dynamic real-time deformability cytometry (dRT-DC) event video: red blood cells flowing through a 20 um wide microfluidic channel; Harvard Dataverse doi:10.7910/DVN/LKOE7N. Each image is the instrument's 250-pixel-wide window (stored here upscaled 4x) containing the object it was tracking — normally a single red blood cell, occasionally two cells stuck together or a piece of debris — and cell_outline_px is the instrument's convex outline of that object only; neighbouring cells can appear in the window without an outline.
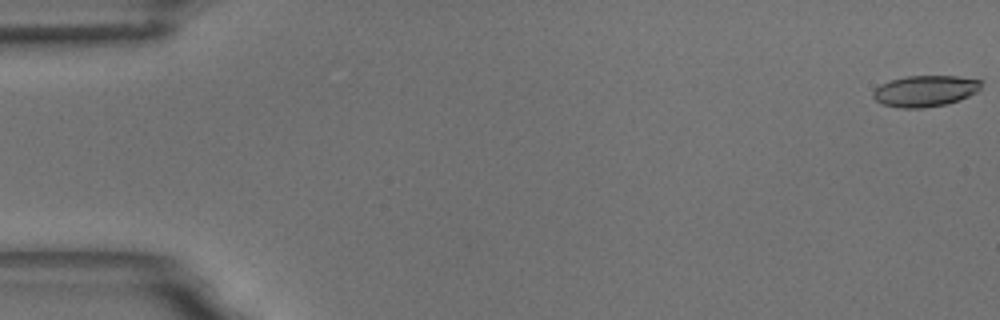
{"species": "common noctule bat (a hibernating species)", "species_latin": "Nyctalus noctula", "temperature_condition": "room temperature", "stored_images_in_passage": 59, "camera_frame_rate_fps": 3000, "um_per_image_px": 0.085, "animal": {"sex": "male", "body_mass_g": 18.8}, "frame": {"image": 1, "passage_image": 1, "time_ms": 0.0, "image_size_px": [1000, 320], "cell_outline_px": [[984, 80], [980, 88], [976, 92], [960, 100], [948, 104], [924, 108], [900, 108], [884, 104], [876, 100], [872, 96], [872, 92], [880, 84], [888, 80], [908, 76], [956, 76]], "centroid_in_image_um": [78.65, 7.73], "position_along_channel_um": 6.4, "area_um2": 19.83}}
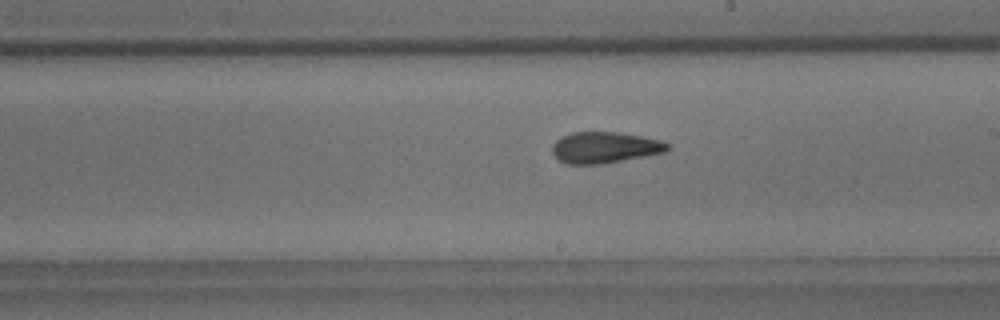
{"frame": {"image": 2, "passage_image": 34, "time_ms": 11.0, "image_size_px": [1000, 320], "cell_outline_px": [[672, 148], [668, 152], [604, 164], [568, 164], [560, 160], [552, 152], [552, 144], [560, 136], [572, 132], [620, 132], [660, 140], [668, 144]], "centroid_in_image_um": [51.43, 12.54], "position_along_channel_um": 237.6, "area_um2": 21.21}}
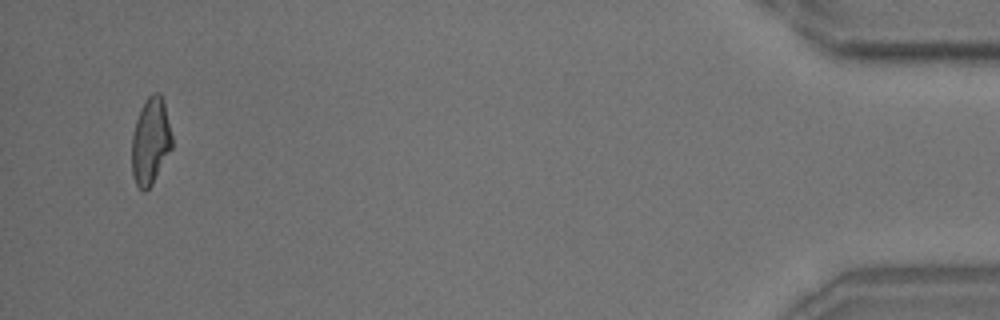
{"frame": {"image": 3, "passage_image": 57, "time_ms": 18.667, "image_size_px": [1000, 320], "cell_outline_px": [[172, 148], [152, 184], [144, 192], [136, 184], [132, 176], [132, 136], [136, 120], [140, 108], [148, 96], [152, 92], [160, 92], [164, 104], [172, 136]], "centroid_in_image_um": [12.79, 11.99], "position_along_channel_um": 422.4, "area_um2": 20.23}, "authors_computed_cell_mechanics": {"area_um2": 20.808, "velocity_mm_per_s": 3.4575, "shape_relaxation_time_tau1_ms": 6.3937, "shape_relaxation_time_tau2_ms": 2.8327, "deformation_change_tau1": 0.1648, "deformation_change_tau2": 0.1118}}